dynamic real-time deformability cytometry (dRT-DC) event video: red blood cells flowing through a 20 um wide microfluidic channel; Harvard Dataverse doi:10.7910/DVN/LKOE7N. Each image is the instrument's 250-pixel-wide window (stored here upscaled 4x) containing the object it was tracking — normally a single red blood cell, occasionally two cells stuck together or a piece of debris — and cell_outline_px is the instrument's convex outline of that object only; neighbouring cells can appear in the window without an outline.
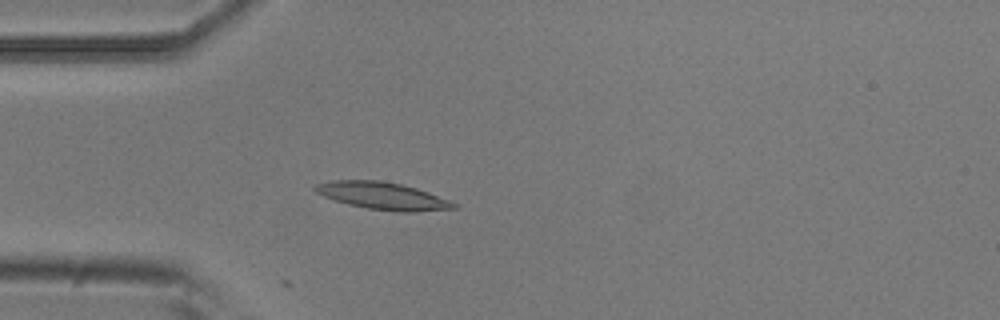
{"species": "common noctule bat (a hibernating species)", "species_latin": "Nyctalus noctula", "temperature_condition": "room temperature", "stored_images_in_passage": 5, "camera_frame_rate_fps": 3000, "um_per_image_px": 0.085, "animal": {"sex": "male", "body_mass_g": 20.5, "forearm_length_mm": 52.5}, "frame": {"image": 1, "passage_image": 5, "time_ms": 1.333, "image_size_px": [1000, 320], "cell_outline_px": [[456, 208], [416, 212], [396, 212], [368, 208], [348, 204], [324, 196], [316, 192], [312, 188], [316, 184], [332, 180], [380, 180], [400, 184], [416, 188], [448, 200], [456, 204]], "centroid_in_image_um": [32.5, 16.65], "position_along_channel_um": 52.5, "area_um2": 21.79}}